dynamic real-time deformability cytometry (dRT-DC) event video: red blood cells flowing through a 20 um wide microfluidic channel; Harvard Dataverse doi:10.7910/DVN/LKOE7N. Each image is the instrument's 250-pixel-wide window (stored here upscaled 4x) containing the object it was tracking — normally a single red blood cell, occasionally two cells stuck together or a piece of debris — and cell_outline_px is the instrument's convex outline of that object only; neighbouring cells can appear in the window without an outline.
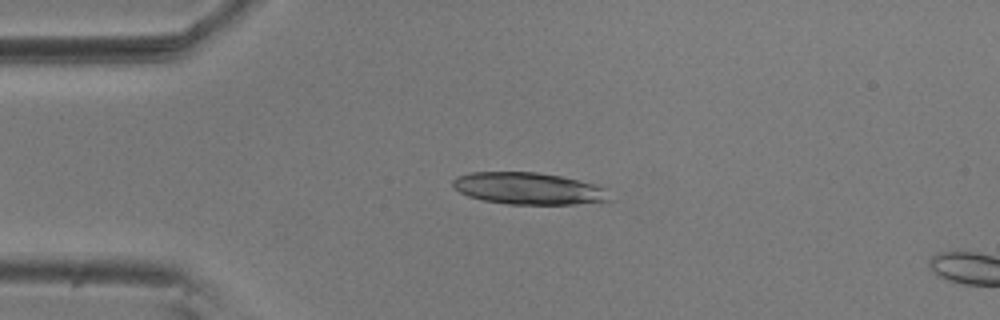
{"species": "common noctule bat (a hibernating species)", "species_latin": "Nyctalus noctula", "temperature_condition": "room temperature", "stored_images_in_passage": 16, "camera_frame_rate_fps": 3000, "um_per_image_px": 0.085, "animal": {"sex": "male", "body_mass_g": 20.5, "forearm_length_mm": 52.5}, "frame": {"image": 1, "passage_image": 12, "time_ms": 3.667, "image_size_px": [1000, 320], "cell_outline_px": [[616, 200], [576, 204], [508, 204], [484, 200], [468, 196], [460, 192], [452, 184], [452, 180], [456, 176], [472, 172], [536, 172], [560, 176], [608, 188]], "centroid_in_image_um": [44.99, 16.03], "position_along_channel_um": 40.0, "area_um2": 29.3}}